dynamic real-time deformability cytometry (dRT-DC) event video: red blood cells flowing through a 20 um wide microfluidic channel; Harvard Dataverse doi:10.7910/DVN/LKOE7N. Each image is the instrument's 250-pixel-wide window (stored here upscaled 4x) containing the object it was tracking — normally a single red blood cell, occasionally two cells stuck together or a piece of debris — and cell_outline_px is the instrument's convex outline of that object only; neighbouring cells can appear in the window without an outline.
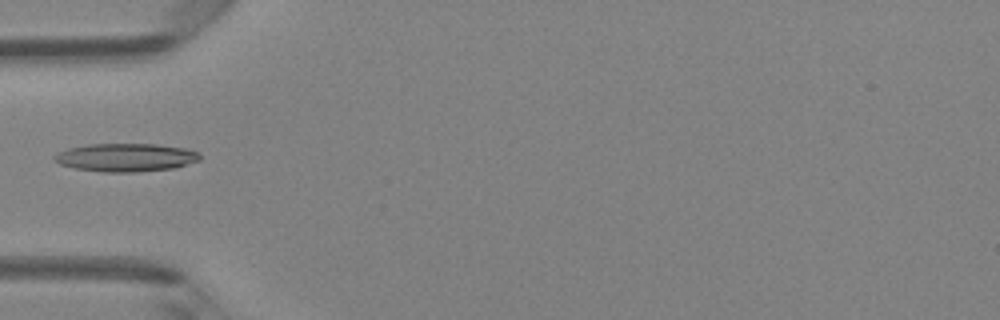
{"species": "Egyptian fruit bat (a non-hibernating species)", "species_latin": "Rousettus aegyptiacus", "temperature_condition": "room temperature", "stored_images_in_passage": 4, "camera_frame_rate_fps": 3000, "um_per_image_px": 0.085, "animal": {"sex": "female"}, "frame": {"image": 1, "passage_image": 4, "time_ms": 1.0, "image_size_px": [1000, 320], "cell_outline_px": [[200, 160], [176, 168], [136, 172], [104, 172], [76, 168], [60, 164], [52, 160], [52, 156], [56, 152], [68, 148], [88, 144], [156, 144], [184, 148], [200, 152]], "centroid_in_image_um": [10.68, 13.38], "position_along_channel_um": 74.3, "area_um2": 24.1}}